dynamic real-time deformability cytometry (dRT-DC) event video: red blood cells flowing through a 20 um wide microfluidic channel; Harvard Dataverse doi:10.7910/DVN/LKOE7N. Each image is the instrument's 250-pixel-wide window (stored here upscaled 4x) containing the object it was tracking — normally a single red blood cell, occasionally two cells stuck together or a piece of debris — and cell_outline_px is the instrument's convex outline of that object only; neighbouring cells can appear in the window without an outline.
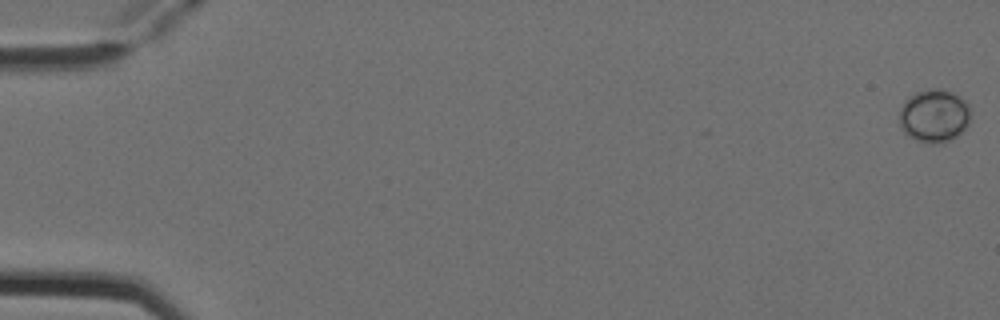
{"species": "Egyptian fruit bat (a non-hibernating species)", "species_latin": "Rousettus aegyptiacus", "temperature_condition": "cold", "stored_images_in_passage": 4, "camera_frame_rate_fps": 3000, "um_per_image_px": 0.085, "animal": {"sex": "female"}, "frame": {"image": 1, "passage_image": 1, "time_ms": 0.0, "image_size_px": [1000, 320], "cell_outline_px": [[972, 116], [968, 124], [956, 136], [948, 140], [932, 144], [916, 140], [908, 136], [904, 132], [900, 124], [900, 108], [904, 100], [908, 96], [916, 92], [928, 88], [940, 88], [952, 92], [960, 96], [968, 104], [972, 112]], "centroid_in_image_um": [79.41, 9.81], "position_along_channel_um": 5.6, "area_um2": 22.25}}